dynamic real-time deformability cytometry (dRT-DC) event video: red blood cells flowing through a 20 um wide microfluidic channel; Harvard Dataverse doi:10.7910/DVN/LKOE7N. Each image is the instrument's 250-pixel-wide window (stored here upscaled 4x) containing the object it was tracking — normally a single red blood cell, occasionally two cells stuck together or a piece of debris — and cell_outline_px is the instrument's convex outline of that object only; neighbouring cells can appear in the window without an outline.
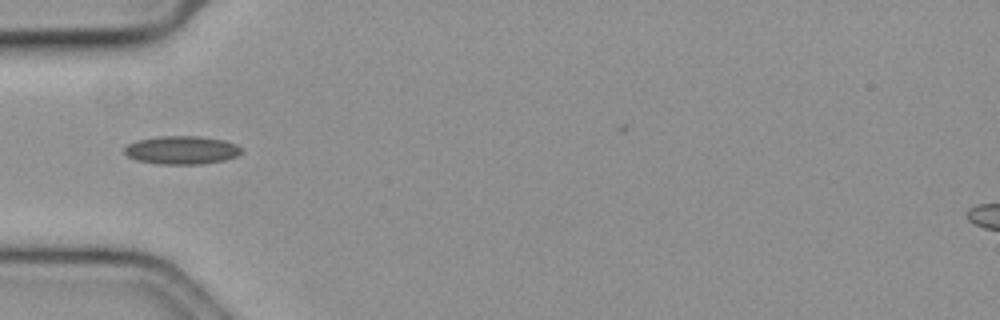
{"species": "common noctule bat (a hibernating species)", "species_latin": "Nyctalus noctula", "temperature_condition": "cold", "stored_images_in_passage": 25, "camera_frame_rate_fps": 3000, "um_per_image_px": 0.085, "animal": {"sex": "female", "body_mass_g": 19.3, "forearm_length_mm": 54.1}, "frame": {"image": 1, "passage_image": 1, "time_ms": 0.0, "image_size_px": [1000, 320], "cell_outline_px": [[240, 152], [236, 156], [224, 160], [204, 164], [160, 164], [136, 160], [128, 156], [124, 152], [124, 148], [128, 144], [136, 140], [160, 136], [200, 136], [224, 140], [236, 144], [240, 148]], "centroid_in_image_um": [15.42, 12.75], "position_along_channel_um": 69.6, "area_um2": 19.25}}
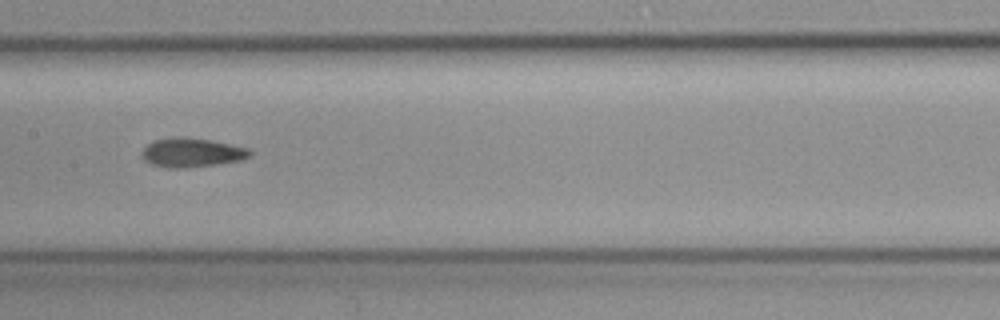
{"frame": {"image": 2, "passage_image": 11, "time_ms": 3.333, "image_size_px": [1000, 320], "cell_outline_px": [[252, 156], [240, 160], [216, 164], [188, 168], [168, 168], [152, 164], [144, 160], [140, 156], [140, 152], [152, 140], [172, 136], [184, 136], [212, 140], [248, 148], [252, 152]], "centroid_in_image_um": [16.26, 12.95], "position_along_channel_um": 191.1, "area_um2": 18.67}}
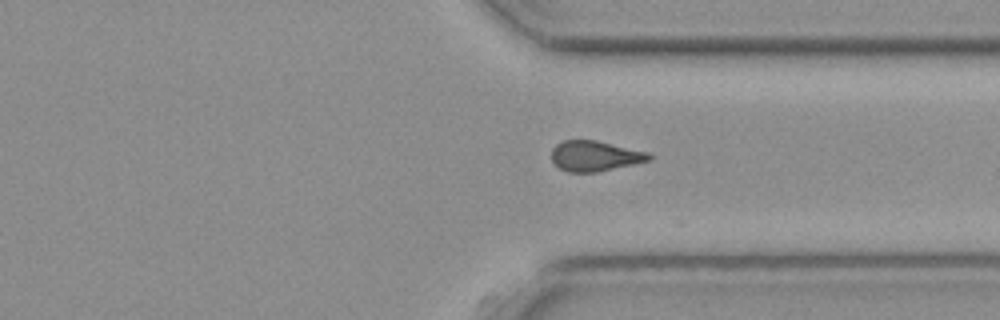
{"frame": {"image": 3, "passage_image": 25, "time_ms": 8.0, "image_size_px": [1000, 320], "cell_outline_px": [[652, 160], [596, 172], [568, 172], [560, 168], [552, 160], [552, 148], [556, 144], [564, 140], [596, 140], [648, 152], [652, 156]], "centroid_in_image_um": [50.57, 13.25], "position_along_channel_um": 360.8, "area_um2": 17.17}}